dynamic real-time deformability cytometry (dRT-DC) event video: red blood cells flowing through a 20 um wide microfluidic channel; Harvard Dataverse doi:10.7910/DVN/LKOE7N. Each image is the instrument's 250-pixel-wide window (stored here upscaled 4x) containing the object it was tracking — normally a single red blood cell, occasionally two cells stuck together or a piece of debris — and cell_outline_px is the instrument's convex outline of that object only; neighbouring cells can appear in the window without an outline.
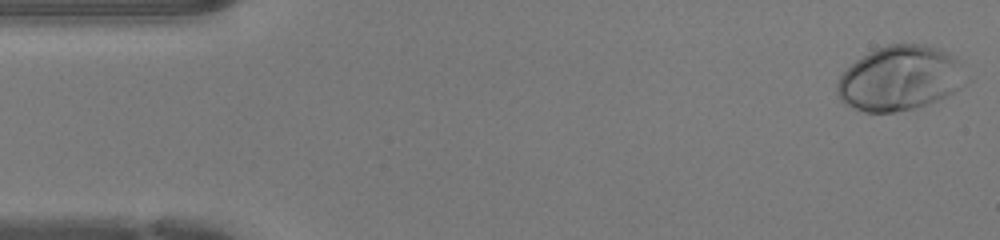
{"species": "human", "species_latin": "Homo sapiens", "temperature_condition": "warm", "stored_images_in_passage": 46, "camera_frame_rate_fps": 3000, "um_per_image_px": 0.085, "donor": {"sex": "female"}, "frame": {"image": 1, "passage_image": 1, "time_ms": 0.0, "image_size_px": [1000, 240], "cell_outline_px": [[972, 80], [960, 88], [928, 104], [916, 108], [896, 112], [864, 112], [852, 108], [844, 104], [836, 96], [836, 84], [840, 76], [856, 60], [868, 52], [876, 48], [888, 44], [928, 44], [940, 48], [956, 56], [960, 60]], "centroid_in_image_um": [76.54, 6.64], "position_along_channel_um": 8.5, "area_um2": 49.53}}
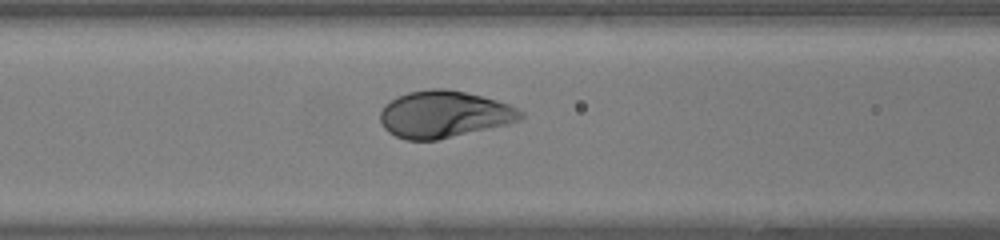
{"frame": {"image": 2, "passage_image": 18, "time_ms": 5.667, "image_size_px": [1000, 240], "cell_outline_px": [[524, 116], [520, 120], [508, 124], [436, 140], [404, 140], [388, 132], [384, 128], [380, 120], [380, 112], [384, 104], [396, 96], [408, 92], [428, 88], [444, 88], [464, 92], [496, 100], [508, 104], [524, 112]], "centroid_in_image_um": [37.71, 9.71], "position_along_channel_um": 128.9, "area_um2": 38.44}}
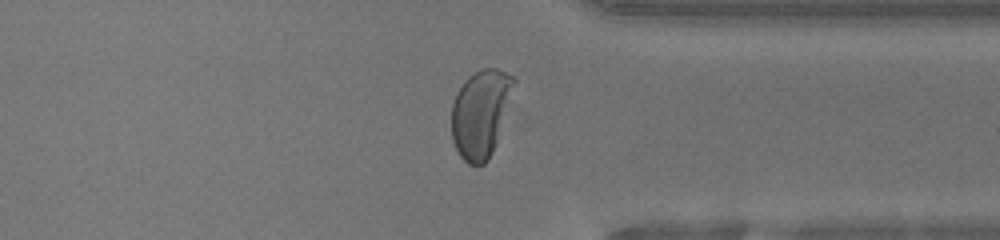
{"frame": {"image": 3, "passage_image": 35, "time_ms": 11.333, "image_size_px": [1000, 240], "cell_outline_px": [[516, 80], [492, 152], [488, 160], [484, 164], [476, 168], [468, 164], [460, 156], [452, 140], [452, 104], [464, 80], [476, 72], [484, 68], [496, 68], [512, 76]], "centroid_in_image_um": [40.83, 9.67], "position_along_channel_um": 370.6, "area_um2": 31.21}, "authors_computed_cell_mechanics": {"area_um2": 40.2577, "velocity_mm_per_s": 4.3146, "shape_relaxation_time_tau1_ms": 3.0173, "shape_relaxation_time_tau2_ms": null, "deformation_change_tau1": 0.2083, "deformation_change_tau2": null}}